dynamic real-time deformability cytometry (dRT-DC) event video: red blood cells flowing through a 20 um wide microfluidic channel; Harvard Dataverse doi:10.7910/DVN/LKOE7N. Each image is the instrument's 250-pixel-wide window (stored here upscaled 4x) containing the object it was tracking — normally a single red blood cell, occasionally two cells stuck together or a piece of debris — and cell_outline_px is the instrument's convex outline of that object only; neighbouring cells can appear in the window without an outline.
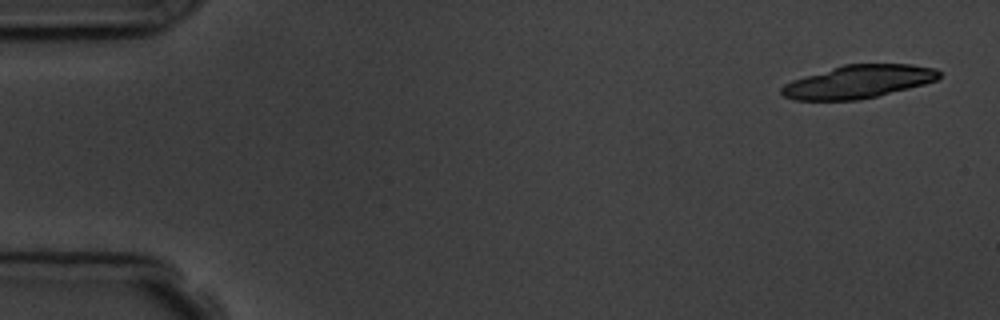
{"species": "common noctule bat (a hibernating species)", "species_latin": "Nyctalus noctula", "temperature_condition": "room temperature", "stored_images_in_passage": 4, "camera_frame_rate_fps": 3000, "um_per_image_px": 0.085, "animal": {"sex": "male", "body_mass_g": 19.5, "forearm_length_mm": 54.6}, "frame": {"image": 1, "passage_image": 1, "time_ms": 0.0, "image_size_px": [1000, 320], "cell_outline_px": [[940, 76], [936, 80], [924, 84], [860, 100], [796, 100], [784, 96], [780, 92], [780, 88], [784, 84], [792, 80], [804, 76], [844, 64], [912, 64], [936, 68], [940, 72]], "centroid_in_image_um": [72.95, 6.94], "position_along_channel_um": 12.1, "area_um2": 30.23}}